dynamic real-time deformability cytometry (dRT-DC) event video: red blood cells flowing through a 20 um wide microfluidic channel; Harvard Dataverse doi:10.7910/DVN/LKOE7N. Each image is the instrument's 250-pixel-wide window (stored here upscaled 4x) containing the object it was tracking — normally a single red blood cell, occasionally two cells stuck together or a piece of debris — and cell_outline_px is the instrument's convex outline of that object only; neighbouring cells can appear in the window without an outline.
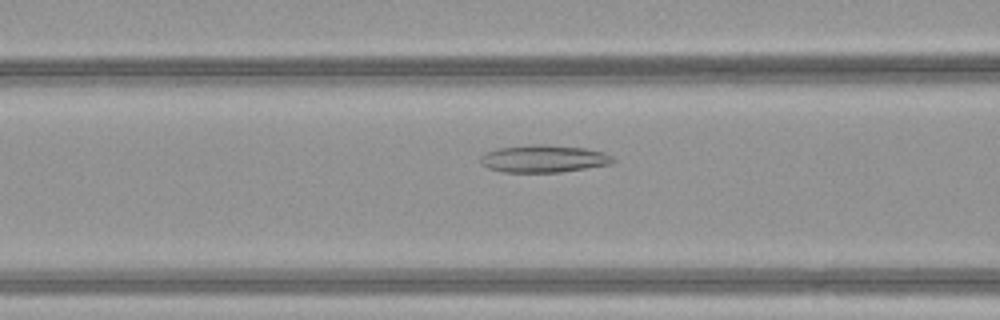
{"species": "common noctule bat (a hibernating species)", "species_latin": "Nyctalus noctula", "temperature_condition": "warm", "stored_images_in_passage": 49, "camera_frame_rate_fps": 3000, "um_per_image_px": 0.085, "animal": {"sex": "female", "body_mass_g": 21.9}, "frame": {"image": 1, "passage_image": 20, "time_ms": 6.333, "image_size_px": [1000, 320], "cell_outline_px": [[616, 160], [612, 164], [560, 172], [500, 172], [488, 168], [480, 164], [480, 156], [488, 152], [500, 148], [532, 144], [544, 144], [584, 148], [604, 152], [612, 156]], "centroid_in_image_um": [46.22, 13.49], "position_along_channel_um": 120.4, "area_um2": 21.21}}
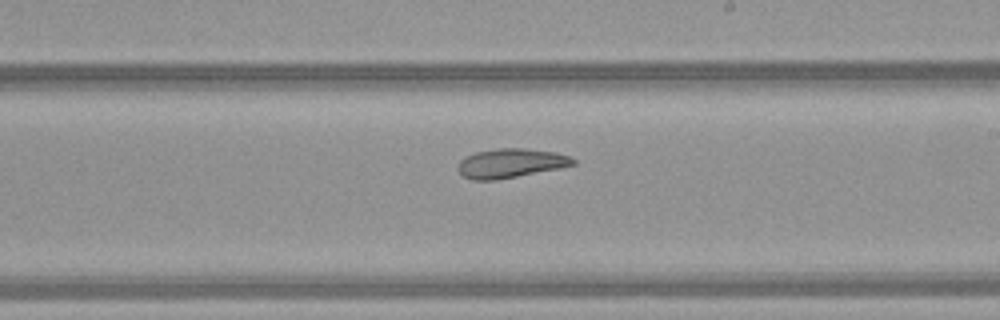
{"frame": {"image": 2, "passage_image": 29, "time_ms": 9.333, "image_size_px": [1000, 320], "cell_outline_px": [[576, 164], [560, 168], [496, 180], [472, 180], [464, 176], [456, 168], [460, 160], [476, 152], [500, 148], [524, 148], [556, 152], [568, 156], [576, 160]], "centroid_in_image_um": [43.41, 13.87], "position_along_channel_um": 245.6, "area_um2": 19.48}}
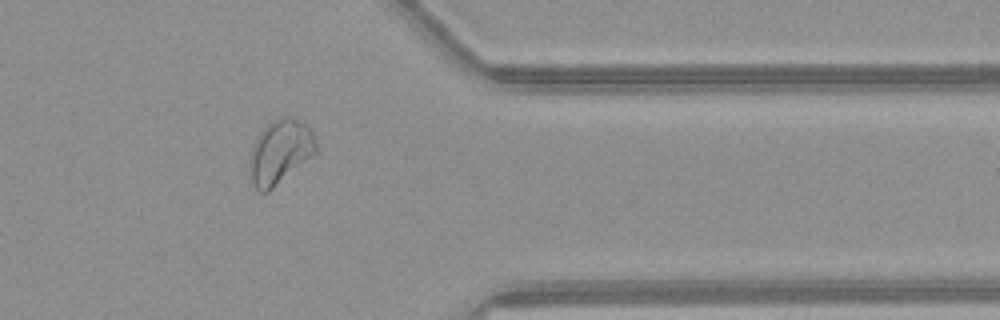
{"frame": {"image": 3, "passage_image": 40, "time_ms": 13.0, "image_size_px": [1000, 320], "cell_outline_px": [[316, 152], [312, 156], [268, 192], [260, 192], [252, 184], [248, 164], [248, 160], [252, 148], [260, 132], [268, 124], [276, 120], [296, 120], [304, 124], [312, 132], [316, 144]], "centroid_in_image_um": [23.76, 12.98], "position_along_channel_um": 387.6, "area_um2": 23.99}, "authors_computed_cell_mechanics": {"area_um2": 25.5476, "velocity_mm_per_s": 4.179, "shape_relaxation_time_tau1_ms": null, "shape_relaxation_time_tau2_ms": 5.4357, "deformation_change_tau1": null, "deformation_change_tau2": 0.1284}}